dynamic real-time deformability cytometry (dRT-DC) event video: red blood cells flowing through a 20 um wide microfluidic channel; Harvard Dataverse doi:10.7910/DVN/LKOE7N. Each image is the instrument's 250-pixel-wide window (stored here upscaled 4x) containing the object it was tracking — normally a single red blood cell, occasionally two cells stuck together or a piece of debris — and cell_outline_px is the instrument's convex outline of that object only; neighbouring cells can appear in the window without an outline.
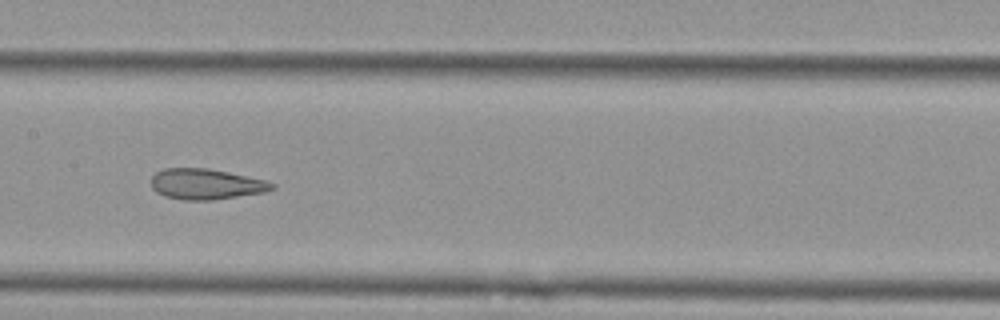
{"species": "Egyptian fruit bat (a non-hibernating species)", "species_latin": "Rousettus aegyptiacus", "temperature_condition": "cold", "stored_images_in_passage": 14, "camera_frame_rate_fps": 3000, "um_per_image_px": 0.085, "animal": {"sex": "female"}, "frame": {"image": 1, "passage_image": 7, "time_ms": 2.0, "image_size_px": [1000, 320], "cell_outline_px": [[276, 188], [264, 192], [212, 200], [184, 200], [164, 196], [156, 192], [152, 188], [152, 176], [156, 172], [164, 168], [208, 168], [228, 172], [264, 180], [276, 184]], "centroid_in_image_um": [17.5, 15.65], "position_along_channel_um": 189.9, "area_um2": 21.5}}
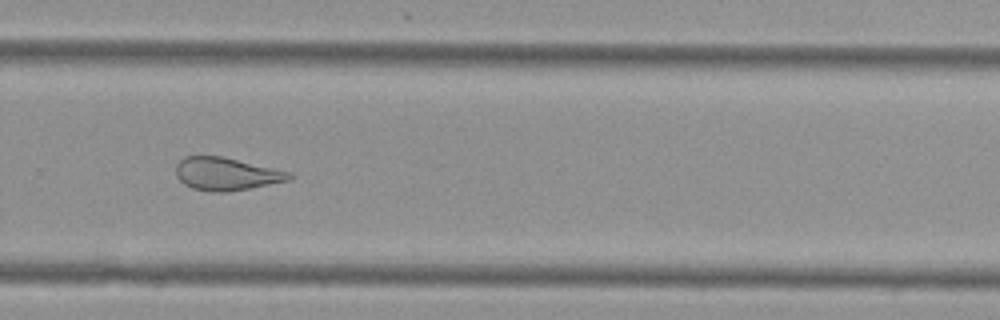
{"frame": {"image": 2, "passage_image": 10, "time_ms": 3.0, "image_size_px": [1000, 320], "cell_outline_px": [[292, 176], [288, 180], [248, 188], [224, 192], [212, 192], [192, 188], [184, 184], [176, 176], [176, 164], [184, 156], [224, 156], [292, 172]], "centroid_in_image_um": [19.21, 14.76], "position_along_channel_um": 310.6, "area_um2": 21.62}}
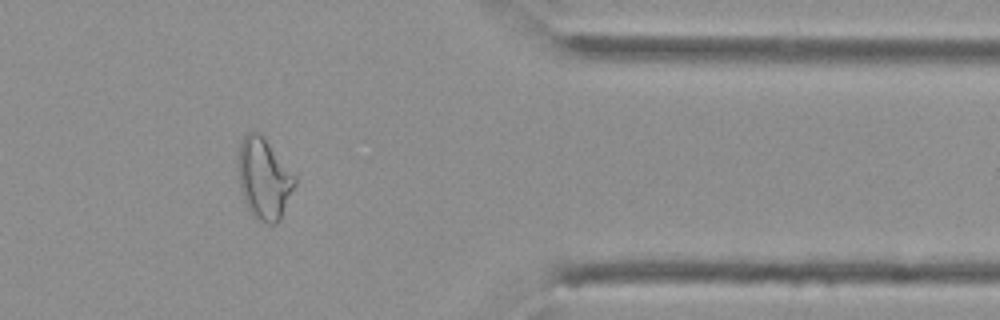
{"frame": {"image": 3, "passage_image": 12, "time_ms": 3.667, "image_size_px": [1000, 320], "cell_outline_px": [[296, 184], [280, 220], [276, 224], [260, 224], [252, 216], [244, 200], [240, 188], [236, 168], [236, 160], [240, 144], [244, 136], [248, 132], [256, 132], [268, 144], [296, 176]], "centroid_in_image_um": [22.4, 15.26], "position_along_channel_um": 389.0, "area_um2": 26.88}}